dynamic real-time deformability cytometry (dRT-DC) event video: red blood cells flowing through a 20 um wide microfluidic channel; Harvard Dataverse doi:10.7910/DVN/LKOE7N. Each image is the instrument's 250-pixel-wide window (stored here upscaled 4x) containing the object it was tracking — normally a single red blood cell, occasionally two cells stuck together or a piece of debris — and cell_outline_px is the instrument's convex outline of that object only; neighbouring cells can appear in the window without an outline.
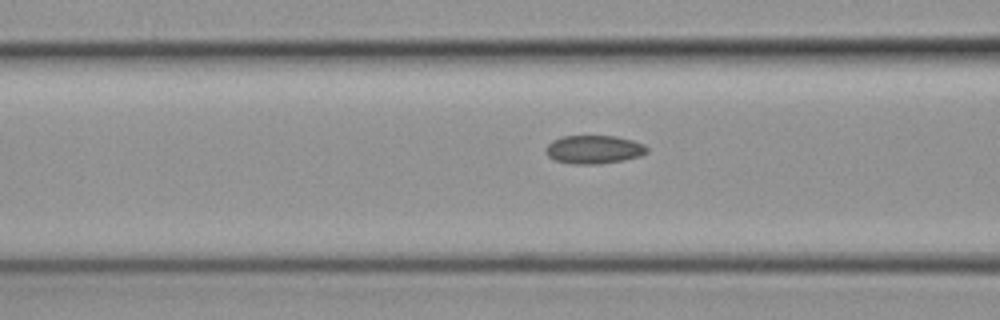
{"species": "common noctule bat (a hibernating species)", "species_latin": "Nyctalus noctula", "temperature_condition": "cold", "stored_images_in_passage": 9, "camera_frame_rate_fps": 3000, "um_per_image_px": 0.085, "animal": {"sex": "female", "body_mass_g": 19.3, "forearm_length_mm": 54.1}, "frame": {"image": 1, "passage_image": 7, "time_ms": 2.0, "image_size_px": [1000, 320], "cell_outline_px": [[648, 152], [640, 156], [600, 164], [572, 164], [556, 160], [548, 156], [544, 148], [552, 140], [560, 136], [616, 136], [632, 140], [644, 144], [648, 148]], "centroid_in_image_um": [50.46, 12.7], "position_along_channel_um": 116.1, "area_um2": 16.76}}